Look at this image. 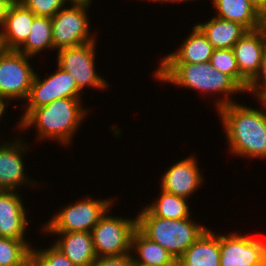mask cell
<instances>
[{"label":"cell","instance_id":"obj_14","mask_svg":"<svg viewBox=\"0 0 266 266\" xmlns=\"http://www.w3.org/2000/svg\"><path fill=\"white\" fill-rule=\"evenodd\" d=\"M265 47L266 37L261 28L247 31L233 47L240 72V87L245 92L260 70Z\"/></svg>","mask_w":266,"mask_h":266},{"label":"cell","instance_id":"obj_19","mask_svg":"<svg viewBox=\"0 0 266 266\" xmlns=\"http://www.w3.org/2000/svg\"><path fill=\"white\" fill-rule=\"evenodd\" d=\"M177 266H220V232L208 226L177 260Z\"/></svg>","mask_w":266,"mask_h":266},{"label":"cell","instance_id":"obj_26","mask_svg":"<svg viewBox=\"0 0 266 266\" xmlns=\"http://www.w3.org/2000/svg\"><path fill=\"white\" fill-rule=\"evenodd\" d=\"M210 64L220 72L230 76L240 86V72L233 48L214 49Z\"/></svg>","mask_w":266,"mask_h":266},{"label":"cell","instance_id":"obj_38","mask_svg":"<svg viewBox=\"0 0 266 266\" xmlns=\"http://www.w3.org/2000/svg\"><path fill=\"white\" fill-rule=\"evenodd\" d=\"M259 101L263 104L266 109V93L259 99Z\"/></svg>","mask_w":266,"mask_h":266},{"label":"cell","instance_id":"obj_10","mask_svg":"<svg viewBox=\"0 0 266 266\" xmlns=\"http://www.w3.org/2000/svg\"><path fill=\"white\" fill-rule=\"evenodd\" d=\"M65 5L52 19V37L55 52L68 47L79 46L97 39L92 34L89 8ZM90 24V25H89Z\"/></svg>","mask_w":266,"mask_h":266},{"label":"cell","instance_id":"obj_7","mask_svg":"<svg viewBox=\"0 0 266 266\" xmlns=\"http://www.w3.org/2000/svg\"><path fill=\"white\" fill-rule=\"evenodd\" d=\"M111 209L113 208H109L91 231L97 257L131 253V238L137 228V216H112Z\"/></svg>","mask_w":266,"mask_h":266},{"label":"cell","instance_id":"obj_33","mask_svg":"<svg viewBox=\"0 0 266 266\" xmlns=\"http://www.w3.org/2000/svg\"><path fill=\"white\" fill-rule=\"evenodd\" d=\"M262 15L266 11V0H248Z\"/></svg>","mask_w":266,"mask_h":266},{"label":"cell","instance_id":"obj_21","mask_svg":"<svg viewBox=\"0 0 266 266\" xmlns=\"http://www.w3.org/2000/svg\"><path fill=\"white\" fill-rule=\"evenodd\" d=\"M214 16L244 26L248 31L261 28L262 15L248 0H211Z\"/></svg>","mask_w":266,"mask_h":266},{"label":"cell","instance_id":"obj_32","mask_svg":"<svg viewBox=\"0 0 266 266\" xmlns=\"http://www.w3.org/2000/svg\"><path fill=\"white\" fill-rule=\"evenodd\" d=\"M66 5L70 6H81L89 8L91 7L93 0H65Z\"/></svg>","mask_w":266,"mask_h":266},{"label":"cell","instance_id":"obj_17","mask_svg":"<svg viewBox=\"0 0 266 266\" xmlns=\"http://www.w3.org/2000/svg\"><path fill=\"white\" fill-rule=\"evenodd\" d=\"M49 234L53 245L59 249L72 263L78 266H91L97 258L91 232H41Z\"/></svg>","mask_w":266,"mask_h":266},{"label":"cell","instance_id":"obj_35","mask_svg":"<svg viewBox=\"0 0 266 266\" xmlns=\"http://www.w3.org/2000/svg\"><path fill=\"white\" fill-rule=\"evenodd\" d=\"M140 1H142V0H140ZM143 1H147V2H148V1H151L152 3H156V4H157V3H159V4L161 3V5H162V3H163V4H164V3H165V4H167V3H168V4H169V3H170V4H171V3H174V4H175L176 2H177V3H181V2H182V3H184V2L187 3L188 1H191V2L193 1V2H194V1H197V0H143ZM198 1H199V0H198Z\"/></svg>","mask_w":266,"mask_h":266},{"label":"cell","instance_id":"obj_12","mask_svg":"<svg viewBox=\"0 0 266 266\" xmlns=\"http://www.w3.org/2000/svg\"><path fill=\"white\" fill-rule=\"evenodd\" d=\"M234 232L220 233V266H262L266 262V241Z\"/></svg>","mask_w":266,"mask_h":266},{"label":"cell","instance_id":"obj_34","mask_svg":"<svg viewBox=\"0 0 266 266\" xmlns=\"http://www.w3.org/2000/svg\"><path fill=\"white\" fill-rule=\"evenodd\" d=\"M9 103L11 104L8 99L0 96V122L4 120L3 118H5L4 115L7 113V107L10 105Z\"/></svg>","mask_w":266,"mask_h":266},{"label":"cell","instance_id":"obj_13","mask_svg":"<svg viewBox=\"0 0 266 266\" xmlns=\"http://www.w3.org/2000/svg\"><path fill=\"white\" fill-rule=\"evenodd\" d=\"M198 158L194 155L184 157L173 163L160 176V189L186 199L193 197V193L205 182V177L198 166Z\"/></svg>","mask_w":266,"mask_h":266},{"label":"cell","instance_id":"obj_5","mask_svg":"<svg viewBox=\"0 0 266 266\" xmlns=\"http://www.w3.org/2000/svg\"><path fill=\"white\" fill-rule=\"evenodd\" d=\"M82 198L63 205L48 222L41 224L40 232H91L101 217L114 207L115 198ZM84 198V199H83Z\"/></svg>","mask_w":266,"mask_h":266},{"label":"cell","instance_id":"obj_16","mask_svg":"<svg viewBox=\"0 0 266 266\" xmlns=\"http://www.w3.org/2000/svg\"><path fill=\"white\" fill-rule=\"evenodd\" d=\"M35 16L19 0L12 3L0 29V48L18 50L26 42Z\"/></svg>","mask_w":266,"mask_h":266},{"label":"cell","instance_id":"obj_31","mask_svg":"<svg viewBox=\"0 0 266 266\" xmlns=\"http://www.w3.org/2000/svg\"><path fill=\"white\" fill-rule=\"evenodd\" d=\"M16 1L18 0H0V29L3 27L9 7Z\"/></svg>","mask_w":266,"mask_h":266},{"label":"cell","instance_id":"obj_22","mask_svg":"<svg viewBox=\"0 0 266 266\" xmlns=\"http://www.w3.org/2000/svg\"><path fill=\"white\" fill-rule=\"evenodd\" d=\"M131 255L135 263L148 266H177V261L165 248L146 237L138 228L134 230L131 238Z\"/></svg>","mask_w":266,"mask_h":266},{"label":"cell","instance_id":"obj_11","mask_svg":"<svg viewBox=\"0 0 266 266\" xmlns=\"http://www.w3.org/2000/svg\"><path fill=\"white\" fill-rule=\"evenodd\" d=\"M19 133L20 136L16 134L15 138H8V141L0 147V190H18L19 192L23 186L26 188L27 186L32 187L33 189L40 186V184L37 185L39 181L36 182L25 171L24 156H27L26 154L30 149L28 145L30 144L25 141V138L21 137V132Z\"/></svg>","mask_w":266,"mask_h":266},{"label":"cell","instance_id":"obj_3","mask_svg":"<svg viewBox=\"0 0 266 266\" xmlns=\"http://www.w3.org/2000/svg\"><path fill=\"white\" fill-rule=\"evenodd\" d=\"M82 98H60L48 105L35 108L21 123L20 130L35 128V141L51 140L60 146L72 145L75 133L81 130L88 111ZM85 118V119H84Z\"/></svg>","mask_w":266,"mask_h":266},{"label":"cell","instance_id":"obj_36","mask_svg":"<svg viewBox=\"0 0 266 266\" xmlns=\"http://www.w3.org/2000/svg\"><path fill=\"white\" fill-rule=\"evenodd\" d=\"M18 266H39L35 257L31 254L27 259H25L20 265Z\"/></svg>","mask_w":266,"mask_h":266},{"label":"cell","instance_id":"obj_15","mask_svg":"<svg viewBox=\"0 0 266 266\" xmlns=\"http://www.w3.org/2000/svg\"><path fill=\"white\" fill-rule=\"evenodd\" d=\"M20 192L0 190V236L26 239L30 220Z\"/></svg>","mask_w":266,"mask_h":266},{"label":"cell","instance_id":"obj_1","mask_svg":"<svg viewBox=\"0 0 266 266\" xmlns=\"http://www.w3.org/2000/svg\"><path fill=\"white\" fill-rule=\"evenodd\" d=\"M257 102L259 109L236 101L216 111L232 156L266 160V110Z\"/></svg>","mask_w":266,"mask_h":266},{"label":"cell","instance_id":"obj_39","mask_svg":"<svg viewBox=\"0 0 266 266\" xmlns=\"http://www.w3.org/2000/svg\"><path fill=\"white\" fill-rule=\"evenodd\" d=\"M132 266H148V265H144V264H141V263L133 262Z\"/></svg>","mask_w":266,"mask_h":266},{"label":"cell","instance_id":"obj_2","mask_svg":"<svg viewBox=\"0 0 266 266\" xmlns=\"http://www.w3.org/2000/svg\"><path fill=\"white\" fill-rule=\"evenodd\" d=\"M152 73L153 78L160 83H169L176 87L202 92L201 97L203 98L207 95L209 97L210 94L211 96L215 95L213 107H216V111L225 105L236 102L234 97L237 93L245 94V91L230 76L214 68L210 62L198 64L159 63L158 68ZM233 94L234 97H232Z\"/></svg>","mask_w":266,"mask_h":266},{"label":"cell","instance_id":"obj_29","mask_svg":"<svg viewBox=\"0 0 266 266\" xmlns=\"http://www.w3.org/2000/svg\"><path fill=\"white\" fill-rule=\"evenodd\" d=\"M247 95L259 100L266 93V47L262 55L261 66L258 74L248 84L245 92Z\"/></svg>","mask_w":266,"mask_h":266},{"label":"cell","instance_id":"obj_25","mask_svg":"<svg viewBox=\"0 0 266 266\" xmlns=\"http://www.w3.org/2000/svg\"><path fill=\"white\" fill-rule=\"evenodd\" d=\"M32 242L0 236V266H18L31 255Z\"/></svg>","mask_w":266,"mask_h":266},{"label":"cell","instance_id":"obj_8","mask_svg":"<svg viewBox=\"0 0 266 266\" xmlns=\"http://www.w3.org/2000/svg\"><path fill=\"white\" fill-rule=\"evenodd\" d=\"M96 43L97 41L95 40L56 51V64L71 74L82 93L85 88L89 87L90 89L96 88L103 91L110 87L108 80H105V77L95 70Z\"/></svg>","mask_w":266,"mask_h":266},{"label":"cell","instance_id":"obj_4","mask_svg":"<svg viewBox=\"0 0 266 266\" xmlns=\"http://www.w3.org/2000/svg\"><path fill=\"white\" fill-rule=\"evenodd\" d=\"M136 218L137 228L165 248L176 261L208 228L196 221L195 217L163 219L152 215L145 207L138 212Z\"/></svg>","mask_w":266,"mask_h":266},{"label":"cell","instance_id":"obj_28","mask_svg":"<svg viewBox=\"0 0 266 266\" xmlns=\"http://www.w3.org/2000/svg\"><path fill=\"white\" fill-rule=\"evenodd\" d=\"M36 16L52 18L65 5V0H19Z\"/></svg>","mask_w":266,"mask_h":266},{"label":"cell","instance_id":"obj_20","mask_svg":"<svg viewBox=\"0 0 266 266\" xmlns=\"http://www.w3.org/2000/svg\"><path fill=\"white\" fill-rule=\"evenodd\" d=\"M206 22L195 23L214 49H230L248 31L239 23L216 16Z\"/></svg>","mask_w":266,"mask_h":266},{"label":"cell","instance_id":"obj_23","mask_svg":"<svg viewBox=\"0 0 266 266\" xmlns=\"http://www.w3.org/2000/svg\"><path fill=\"white\" fill-rule=\"evenodd\" d=\"M54 51L52 37V19L35 16L26 42L18 49L28 57L39 56L43 51Z\"/></svg>","mask_w":266,"mask_h":266},{"label":"cell","instance_id":"obj_24","mask_svg":"<svg viewBox=\"0 0 266 266\" xmlns=\"http://www.w3.org/2000/svg\"><path fill=\"white\" fill-rule=\"evenodd\" d=\"M159 190L160 194L155 198L156 200L153 199L152 203H146L145 206L152 215L174 220L188 218L193 215L190 210L191 205L189 203L191 202H188L189 199L165 192L162 189Z\"/></svg>","mask_w":266,"mask_h":266},{"label":"cell","instance_id":"obj_6","mask_svg":"<svg viewBox=\"0 0 266 266\" xmlns=\"http://www.w3.org/2000/svg\"><path fill=\"white\" fill-rule=\"evenodd\" d=\"M56 70L50 75L39 76L38 70L34 76L30 91L25 103L21 102L20 119L17 121V133L20 130V123L35 109L45 106L60 98H81L84 95L76 83V80L66 70L56 65ZM23 107V108H22Z\"/></svg>","mask_w":266,"mask_h":266},{"label":"cell","instance_id":"obj_27","mask_svg":"<svg viewBox=\"0 0 266 266\" xmlns=\"http://www.w3.org/2000/svg\"><path fill=\"white\" fill-rule=\"evenodd\" d=\"M33 246L31 254L35 257L39 266H78L72 263L53 243L46 248Z\"/></svg>","mask_w":266,"mask_h":266},{"label":"cell","instance_id":"obj_40","mask_svg":"<svg viewBox=\"0 0 266 266\" xmlns=\"http://www.w3.org/2000/svg\"><path fill=\"white\" fill-rule=\"evenodd\" d=\"M0 132H1V131H0ZM0 136H1V134H0ZM6 141H7V140L3 141L2 137H1V139H0V147H1Z\"/></svg>","mask_w":266,"mask_h":266},{"label":"cell","instance_id":"obj_30","mask_svg":"<svg viewBox=\"0 0 266 266\" xmlns=\"http://www.w3.org/2000/svg\"><path fill=\"white\" fill-rule=\"evenodd\" d=\"M133 258L131 253L97 257L91 266H132Z\"/></svg>","mask_w":266,"mask_h":266},{"label":"cell","instance_id":"obj_37","mask_svg":"<svg viewBox=\"0 0 266 266\" xmlns=\"http://www.w3.org/2000/svg\"><path fill=\"white\" fill-rule=\"evenodd\" d=\"M261 29L264 31L266 37V11L262 14L261 17Z\"/></svg>","mask_w":266,"mask_h":266},{"label":"cell","instance_id":"obj_18","mask_svg":"<svg viewBox=\"0 0 266 266\" xmlns=\"http://www.w3.org/2000/svg\"><path fill=\"white\" fill-rule=\"evenodd\" d=\"M180 47V48H179ZM214 48L203 32L194 25L191 33L182 40L178 48L160 58L159 63H203L210 62Z\"/></svg>","mask_w":266,"mask_h":266},{"label":"cell","instance_id":"obj_9","mask_svg":"<svg viewBox=\"0 0 266 266\" xmlns=\"http://www.w3.org/2000/svg\"><path fill=\"white\" fill-rule=\"evenodd\" d=\"M31 57L18 50L0 48V96L9 101L25 102L36 70ZM30 60V61H29Z\"/></svg>","mask_w":266,"mask_h":266}]
</instances>
